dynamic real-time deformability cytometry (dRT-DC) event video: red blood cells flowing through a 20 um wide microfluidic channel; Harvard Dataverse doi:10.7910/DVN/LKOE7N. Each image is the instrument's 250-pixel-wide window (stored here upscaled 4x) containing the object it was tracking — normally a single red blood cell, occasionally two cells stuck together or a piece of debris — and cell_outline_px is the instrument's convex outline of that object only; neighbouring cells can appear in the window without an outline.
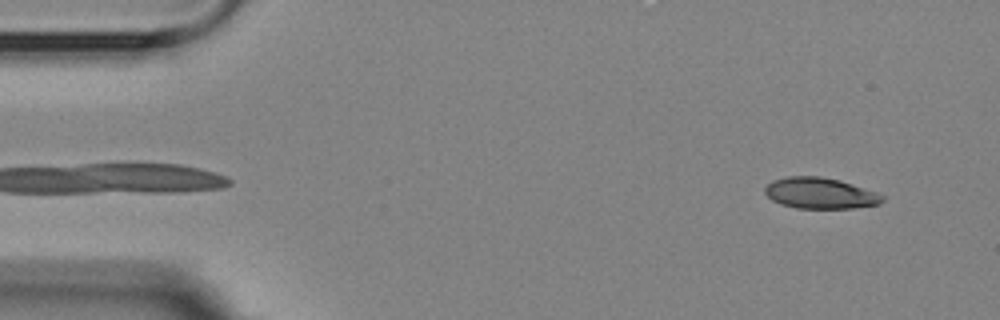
{"species": "Egyptian fruit bat (a non-hibernating species)", "species_latin": "Rousettus aegyptiacus", "temperature_condition": "room temperature", "stored_images_in_passage": 4, "camera_frame_rate_fps": 3000, "um_per_image_px": 0.085, "animal": {"sex": "female"}, "frame": {"image": 1, "passage_image": 1, "time_ms": 0.0, "image_size_px": [1000, 320], "cell_outline_px": [[884, 200], [880, 204], [852, 208], [796, 208], [780, 204], [772, 200], [764, 192], [764, 188], [772, 180], [788, 176], [820, 176], [840, 180], [876, 192], [884, 196]], "centroid_in_image_um": [69.7, 16.42], "position_along_channel_um": 15.3, "area_um2": 21.27}}
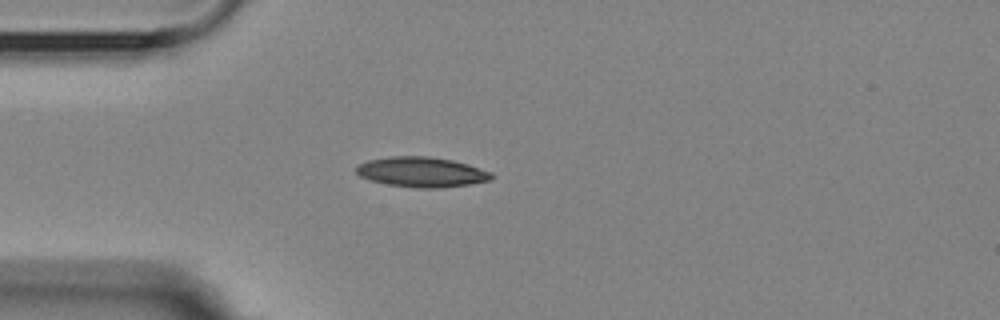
{"frame": {"image": 2, "passage_image": 4, "time_ms": 3.333, "image_size_px": [1000, 320], "cell_outline_px": [[492, 180], [468, 184], [440, 188], [420, 188], [388, 184], [372, 180], [360, 176], [356, 172], [356, 164], [368, 160], [392, 156], [428, 156], [452, 160], [468, 164], [492, 172]], "centroid_in_image_um": [35.84, 14.61], "position_along_channel_um": 49.2, "area_um2": 23.58}}